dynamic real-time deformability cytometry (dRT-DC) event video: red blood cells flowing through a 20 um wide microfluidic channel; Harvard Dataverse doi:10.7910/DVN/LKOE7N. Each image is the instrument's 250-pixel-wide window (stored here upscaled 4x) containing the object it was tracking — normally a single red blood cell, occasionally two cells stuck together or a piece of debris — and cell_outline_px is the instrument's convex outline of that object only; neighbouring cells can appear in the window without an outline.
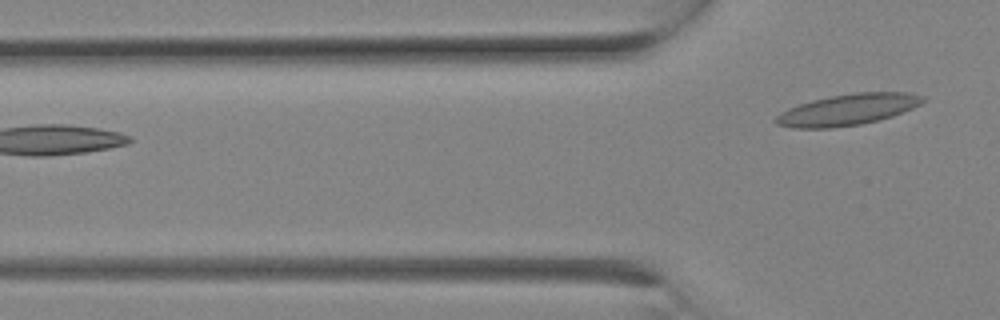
{"species": "Egyptian fruit bat (a non-hibernating species)", "species_latin": "Rousettus aegyptiacus", "temperature_condition": "room temperature", "stored_images_in_passage": 2, "camera_frame_rate_fps": 3000, "um_per_image_px": 0.085, "animal": {"sex": "female"}, "frame": {"image": 1, "passage_image": 2, "time_ms": 0.333, "image_size_px": [1000, 320], "cell_outline_px": [[924, 100], [920, 104], [912, 108], [892, 116], [860, 124], [832, 128], [792, 128], [776, 124], [772, 120], [780, 112], [788, 108], [812, 100], [832, 96], [856, 92], [908, 92], [924, 96]], "centroid_in_image_um": [72.02, 9.32], "position_along_channel_um": 53.8, "area_um2": 26.59}}